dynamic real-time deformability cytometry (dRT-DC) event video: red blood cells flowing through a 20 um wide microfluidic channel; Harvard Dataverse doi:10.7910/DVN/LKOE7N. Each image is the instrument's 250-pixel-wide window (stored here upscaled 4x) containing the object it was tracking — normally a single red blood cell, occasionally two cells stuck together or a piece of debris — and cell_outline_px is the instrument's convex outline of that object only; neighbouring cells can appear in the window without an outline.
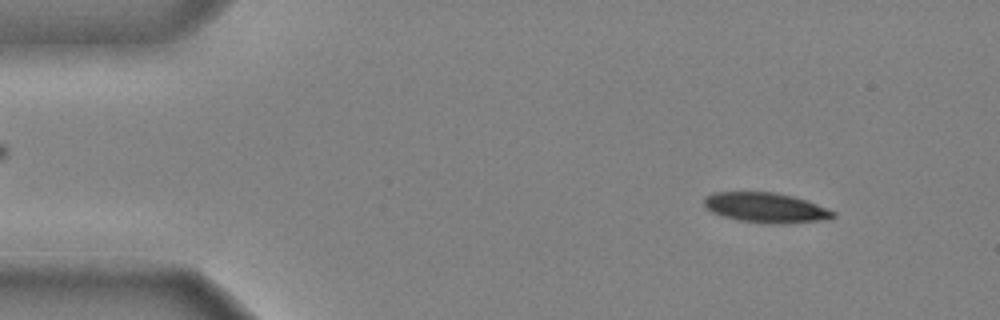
{"species": "common noctule bat (a hibernating species)", "species_latin": "Nyctalus noctula", "temperature_condition": "cold", "stored_images_in_passage": 45, "camera_frame_rate_fps": 3000, "um_per_image_px": 0.085, "animal": {"sex": "male", "body_mass_g": 20.4}, "frame": {"image": 1, "passage_image": 3, "time_ms": 0.667, "image_size_px": [1000, 320], "cell_outline_px": [[836, 216], [816, 220], [740, 220], [724, 216], [712, 212], [704, 204], [704, 196], [712, 192], [776, 192], [792, 196], [816, 204], [836, 212]], "centroid_in_image_um": [64.98, 17.57], "position_along_channel_um": 20.0, "area_um2": 20.92}}
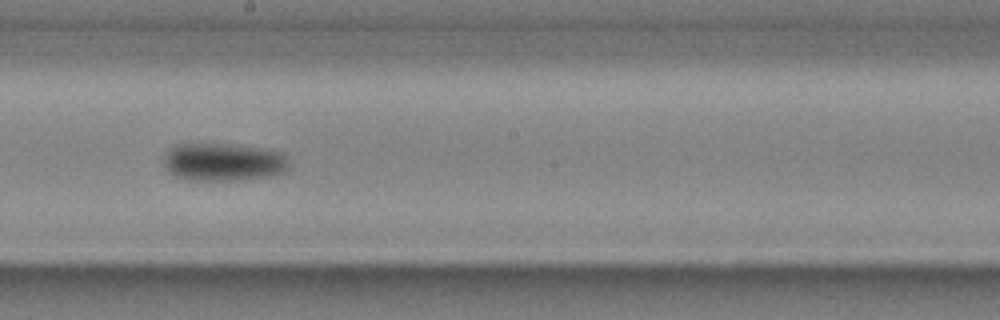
{"frame": {"image": 2, "passage_image": 25, "time_ms": 8.0, "image_size_px": [1000, 320], "cell_outline_px": [[288, 172], [268, 176], [244, 180], [192, 180], [176, 176], [164, 164], [164, 156], [176, 144], [236, 144], [284, 152], [288, 156]], "centroid_in_image_um": [19.08, 13.77], "position_along_channel_um": 229.1, "area_um2": 27.74}}
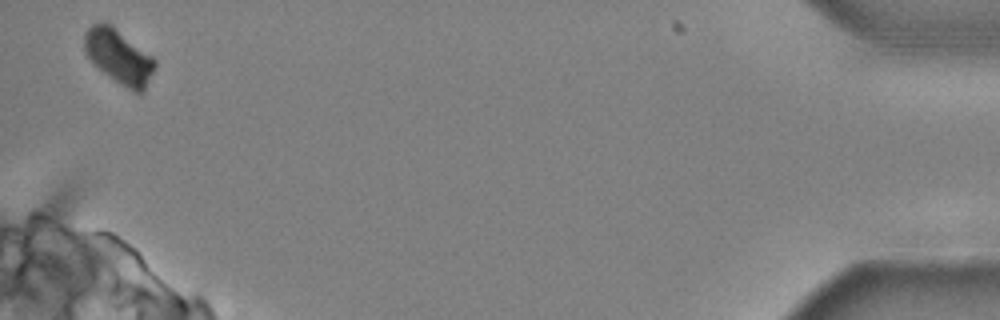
{"frame": {"image": 3, "passage_image": 45, "time_ms": 14.667, "image_size_px": [1000, 320], "cell_outline_px": [[156, 68], [144, 92], [132, 92], [108, 76], [88, 56], [84, 48], [84, 32], [92, 24], [104, 20], [152, 56], [156, 60]], "centroid_in_image_um": [10.13, 4.82], "position_along_channel_um": 425.1, "area_um2": 22.14}, "authors_computed_cell_mechanics": {"area_um2": 25.432, "velocity_mm_per_s": 3.9408, "shape_relaxation_time_tau1_ms": 3.19, "shape_relaxation_time_tau2_ms": null, "deformation_change_tau1": 0.1496, "deformation_change_tau2": null}}